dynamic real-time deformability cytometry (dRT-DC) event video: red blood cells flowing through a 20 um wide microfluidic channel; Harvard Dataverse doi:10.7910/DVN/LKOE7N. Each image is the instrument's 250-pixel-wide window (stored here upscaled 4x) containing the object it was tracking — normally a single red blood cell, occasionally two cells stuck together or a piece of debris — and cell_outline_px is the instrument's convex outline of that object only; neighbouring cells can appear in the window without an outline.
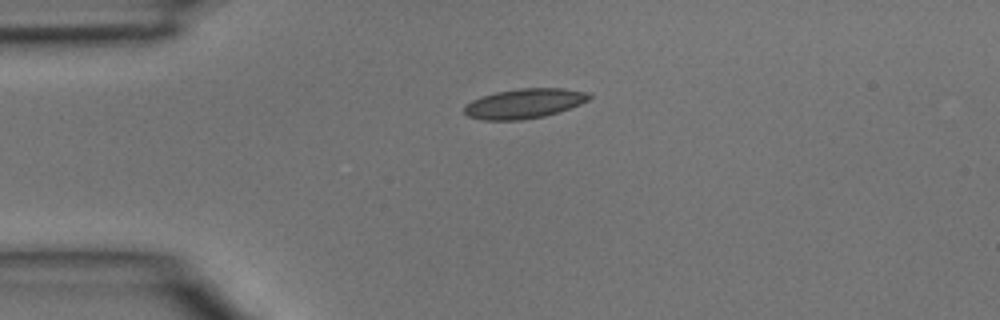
{"species": "common noctule bat (a hibernating species)", "species_latin": "Nyctalus noctula", "temperature_condition": "room temperature", "stored_images_in_passage": 36, "camera_frame_rate_fps": 3000, "um_per_image_px": 0.085, "animal": {"sex": "male", "body_mass_g": 15.6}, "frame": {"image": 1, "passage_image": 2, "time_ms": 0.333, "image_size_px": [1000, 320], "cell_outline_px": [[592, 96], [588, 100], [580, 104], [544, 116], [520, 120], [480, 120], [468, 116], [464, 112], [464, 108], [472, 100], [496, 92], [520, 88], [564, 88], [588, 92]], "centroid_in_image_um": [44.57, 8.79], "position_along_channel_um": 40.4, "area_um2": 21.44}}
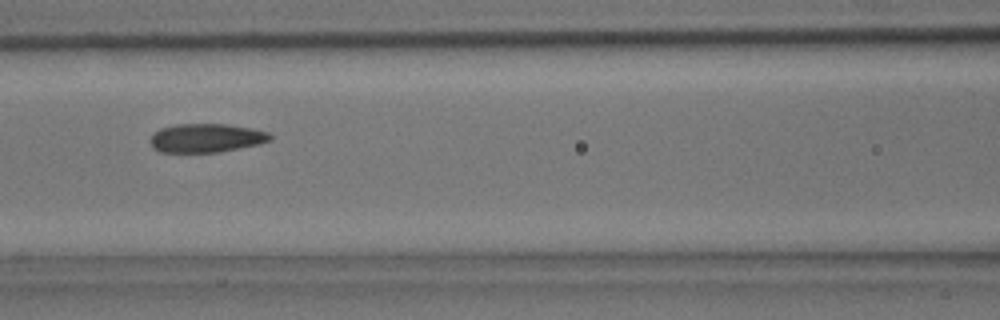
{"frame": {"image": 2, "passage_image": 11, "time_ms": 3.333, "image_size_px": [1000, 320], "cell_outline_px": [[272, 140], [260, 144], [220, 152], [160, 152], [152, 148], [148, 140], [160, 128], [176, 124], [228, 124], [252, 128], [268, 132], [272, 136]], "centroid_in_image_um": [17.53, 11.73], "position_along_channel_um": 149.1, "area_um2": 20.29}}
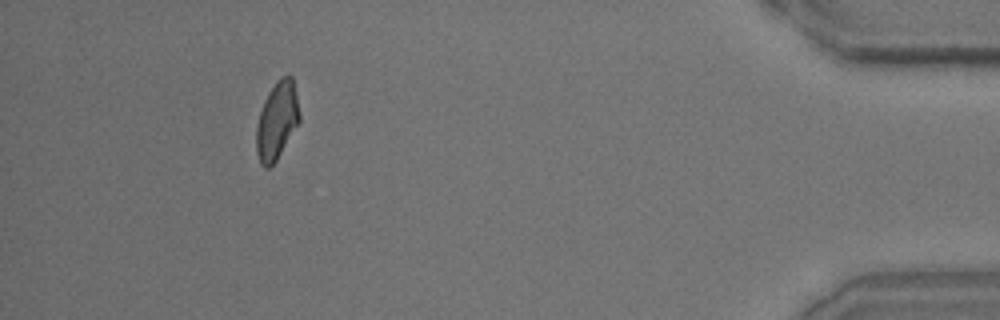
{"frame": {"image": 3, "passage_image": 33, "time_ms": 10.667, "image_size_px": [1000, 320], "cell_outline_px": [[300, 120], [276, 160], [268, 168], [264, 168], [260, 164], [256, 152], [256, 124], [264, 100], [268, 92], [276, 80], [280, 76], [292, 76], [300, 112]], "centroid_in_image_um": [23.52, 10.24], "position_along_channel_um": 411.7, "area_um2": 19.48}}